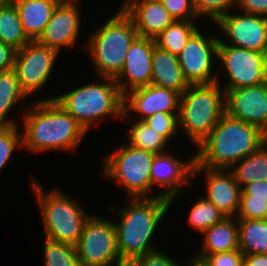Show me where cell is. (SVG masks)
Listing matches in <instances>:
<instances>
[{"label": "cell", "instance_id": "1", "mask_svg": "<svg viewBox=\"0 0 267 266\" xmlns=\"http://www.w3.org/2000/svg\"><path fill=\"white\" fill-rule=\"evenodd\" d=\"M267 142L259 127L225 113L198 146L194 167L230 170Z\"/></svg>", "mask_w": 267, "mask_h": 266}, {"label": "cell", "instance_id": "2", "mask_svg": "<svg viewBox=\"0 0 267 266\" xmlns=\"http://www.w3.org/2000/svg\"><path fill=\"white\" fill-rule=\"evenodd\" d=\"M29 105L23 114V147L35 152L74 150L87 131L54 99ZM29 110V111H28Z\"/></svg>", "mask_w": 267, "mask_h": 266}, {"label": "cell", "instance_id": "3", "mask_svg": "<svg viewBox=\"0 0 267 266\" xmlns=\"http://www.w3.org/2000/svg\"><path fill=\"white\" fill-rule=\"evenodd\" d=\"M131 199L126 207L117 211L120 219L114 222L118 254L126 266L135 258L158 250L150 240L172 204L170 199L160 194Z\"/></svg>", "mask_w": 267, "mask_h": 266}, {"label": "cell", "instance_id": "4", "mask_svg": "<svg viewBox=\"0 0 267 266\" xmlns=\"http://www.w3.org/2000/svg\"><path fill=\"white\" fill-rule=\"evenodd\" d=\"M177 113L178 125L198 147L226 113L225 91H221L219 81L190 85L181 94Z\"/></svg>", "mask_w": 267, "mask_h": 266}, {"label": "cell", "instance_id": "5", "mask_svg": "<svg viewBox=\"0 0 267 266\" xmlns=\"http://www.w3.org/2000/svg\"><path fill=\"white\" fill-rule=\"evenodd\" d=\"M104 83H90L62 95L51 97L86 131L100 117L123 116L124 95L113 78H102Z\"/></svg>", "mask_w": 267, "mask_h": 266}, {"label": "cell", "instance_id": "6", "mask_svg": "<svg viewBox=\"0 0 267 266\" xmlns=\"http://www.w3.org/2000/svg\"><path fill=\"white\" fill-rule=\"evenodd\" d=\"M137 37L133 20L121 9L92 34L86 49L101 78L115 79L119 75L126 52Z\"/></svg>", "mask_w": 267, "mask_h": 266}, {"label": "cell", "instance_id": "7", "mask_svg": "<svg viewBox=\"0 0 267 266\" xmlns=\"http://www.w3.org/2000/svg\"><path fill=\"white\" fill-rule=\"evenodd\" d=\"M31 183L41 206L45 238L76 247L84 224L91 215L60 190L55 189L47 194L40 183L34 179Z\"/></svg>", "mask_w": 267, "mask_h": 266}, {"label": "cell", "instance_id": "8", "mask_svg": "<svg viewBox=\"0 0 267 266\" xmlns=\"http://www.w3.org/2000/svg\"><path fill=\"white\" fill-rule=\"evenodd\" d=\"M155 155L128 144L123 145L104 159V176L116 179L130 198H149Z\"/></svg>", "mask_w": 267, "mask_h": 266}, {"label": "cell", "instance_id": "9", "mask_svg": "<svg viewBox=\"0 0 267 266\" xmlns=\"http://www.w3.org/2000/svg\"><path fill=\"white\" fill-rule=\"evenodd\" d=\"M91 215L76 246L81 266H126L120 259L114 220Z\"/></svg>", "mask_w": 267, "mask_h": 266}, {"label": "cell", "instance_id": "10", "mask_svg": "<svg viewBox=\"0 0 267 266\" xmlns=\"http://www.w3.org/2000/svg\"><path fill=\"white\" fill-rule=\"evenodd\" d=\"M229 76L223 91L267 82V53L228 45L219 39L218 56Z\"/></svg>", "mask_w": 267, "mask_h": 266}, {"label": "cell", "instance_id": "11", "mask_svg": "<svg viewBox=\"0 0 267 266\" xmlns=\"http://www.w3.org/2000/svg\"><path fill=\"white\" fill-rule=\"evenodd\" d=\"M58 54V51L37 41H30L22 49L16 50L13 69L26 96L43 89Z\"/></svg>", "mask_w": 267, "mask_h": 266}, {"label": "cell", "instance_id": "12", "mask_svg": "<svg viewBox=\"0 0 267 266\" xmlns=\"http://www.w3.org/2000/svg\"><path fill=\"white\" fill-rule=\"evenodd\" d=\"M219 37H204L198 29L192 34L178 55L183 75L189 85L218 82L217 75L211 76L213 57L218 56Z\"/></svg>", "mask_w": 267, "mask_h": 266}, {"label": "cell", "instance_id": "13", "mask_svg": "<svg viewBox=\"0 0 267 266\" xmlns=\"http://www.w3.org/2000/svg\"><path fill=\"white\" fill-rule=\"evenodd\" d=\"M232 43L247 50L267 53V17L253 14L223 15L216 22Z\"/></svg>", "mask_w": 267, "mask_h": 266}, {"label": "cell", "instance_id": "14", "mask_svg": "<svg viewBox=\"0 0 267 266\" xmlns=\"http://www.w3.org/2000/svg\"><path fill=\"white\" fill-rule=\"evenodd\" d=\"M226 113L267 134V82L225 91Z\"/></svg>", "mask_w": 267, "mask_h": 266}, {"label": "cell", "instance_id": "15", "mask_svg": "<svg viewBox=\"0 0 267 266\" xmlns=\"http://www.w3.org/2000/svg\"><path fill=\"white\" fill-rule=\"evenodd\" d=\"M155 45L154 39L139 36L130 45L124 66L114 79L123 95L133 89L150 85ZM124 77L127 80L124 81Z\"/></svg>", "mask_w": 267, "mask_h": 266}, {"label": "cell", "instance_id": "16", "mask_svg": "<svg viewBox=\"0 0 267 266\" xmlns=\"http://www.w3.org/2000/svg\"><path fill=\"white\" fill-rule=\"evenodd\" d=\"M181 95L170 89L147 85L124 94L122 117L128 119L130 111L140 113V121L157 112L176 113L179 110Z\"/></svg>", "mask_w": 267, "mask_h": 266}, {"label": "cell", "instance_id": "17", "mask_svg": "<svg viewBox=\"0 0 267 266\" xmlns=\"http://www.w3.org/2000/svg\"><path fill=\"white\" fill-rule=\"evenodd\" d=\"M76 3V1L60 2L36 41L58 52L62 47H73L76 44L81 24L80 10Z\"/></svg>", "mask_w": 267, "mask_h": 266}, {"label": "cell", "instance_id": "18", "mask_svg": "<svg viewBox=\"0 0 267 266\" xmlns=\"http://www.w3.org/2000/svg\"><path fill=\"white\" fill-rule=\"evenodd\" d=\"M206 172L207 194L204 197L226 217H235L239 210L241 187L231 170L194 167L193 176Z\"/></svg>", "mask_w": 267, "mask_h": 266}, {"label": "cell", "instance_id": "19", "mask_svg": "<svg viewBox=\"0 0 267 266\" xmlns=\"http://www.w3.org/2000/svg\"><path fill=\"white\" fill-rule=\"evenodd\" d=\"M194 165L195 156L190 158L188 162H180L167 152L156 154L151 168V187L153 184H158L161 188L166 187V190L159 194L173 202L175 196L180 194L184 184L192 185L190 177H193Z\"/></svg>", "mask_w": 267, "mask_h": 266}, {"label": "cell", "instance_id": "20", "mask_svg": "<svg viewBox=\"0 0 267 266\" xmlns=\"http://www.w3.org/2000/svg\"><path fill=\"white\" fill-rule=\"evenodd\" d=\"M121 10L133 20L139 37L155 39L175 21L162 3L123 4Z\"/></svg>", "mask_w": 267, "mask_h": 266}, {"label": "cell", "instance_id": "21", "mask_svg": "<svg viewBox=\"0 0 267 266\" xmlns=\"http://www.w3.org/2000/svg\"><path fill=\"white\" fill-rule=\"evenodd\" d=\"M150 85L178 92L180 95L190 86L186 81L178 56L154 46L152 55V75Z\"/></svg>", "mask_w": 267, "mask_h": 266}, {"label": "cell", "instance_id": "22", "mask_svg": "<svg viewBox=\"0 0 267 266\" xmlns=\"http://www.w3.org/2000/svg\"><path fill=\"white\" fill-rule=\"evenodd\" d=\"M58 0H18L15 4L24 32L31 41H36L50 21Z\"/></svg>", "mask_w": 267, "mask_h": 266}, {"label": "cell", "instance_id": "23", "mask_svg": "<svg viewBox=\"0 0 267 266\" xmlns=\"http://www.w3.org/2000/svg\"><path fill=\"white\" fill-rule=\"evenodd\" d=\"M234 217H225L211 226L203 235V245L200 254L195 256L203 259L206 255L229 252L239 249L238 223Z\"/></svg>", "mask_w": 267, "mask_h": 266}, {"label": "cell", "instance_id": "24", "mask_svg": "<svg viewBox=\"0 0 267 266\" xmlns=\"http://www.w3.org/2000/svg\"><path fill=\"white\" fill-rule=\"evenodd\" d=\"M238 221L239 250L243 254H267V220Z\"/></svg>", "mask_w": 267, "mask_h": 266}, {"label": "cell", "instance_id": "25", "mask_svg": "<svg viewBox=\"0 0 267 266\" xmlns=\"http://www.w3.org/2000/svg\"><path fill=\"white\" fill-rule=\"evenodd\" d=\"M230 170L241 188L253 181H267V142L256 152L238 161Z\"/></svg>", "mask_w": 267, "mask_h": 266}, {"label": "cell", "instance_id": "26", "mask_svg": "<svg viewBox=\"0 0 267 266\" xmlns=\"http://www.w3.org/2000/svg\"><path fill=\"white\" fill-rule=\"evenodd\" d=\"M197 29L194 20H175L154 40L156 46L178 56Z\"/></svg>", "mask_w": 267, "mask_h": 266}, {"label": "cell", "instance_id": "27", "mask_svg": "<svg viewBox=\"0 0 267 266\" xmlns=\"http://www.w3.org/2000/svg\"><path fill=\"white\" fill-rule=\"evenodd\" d=\"M30 41L21 25L16 6H0V42L19 50Z\"/></svg>", "mask_w": 267, "mask_h": 266}, {"label": "cell", "instance_id": "28", "mask_svg": "<svg viewBox=\"0 0 267 266\" xmlns=\"http://www.w3.org/2000/svg\"><path fill=\"white\" fill-rule=\"evenodd\" d=\"M24 98L26 94L20 87L15 70L0 72V125H17L15 120L6 119V116Z\"/></svg>", "mask_w": 267, "mask_h": 266}, {"label": "cell", "instance_id": "29", "mask_svg": "<svg viewBox=\"0 0 267 266\" xmlns=\"http://www.w3.org/2000/svg\"><path fill=\"white\" fill-rule=\"evenodd\" d=\"M129 130V143L128 145L135 148L143 149L154 154L165 153V145L168 142L144 121H137L133 123Z\"/></svg>", "mask_w": 267, "mask_h": 266}, {"label": "cell", "instance_id": "30", "mask_svg": "<svg viewBox=\"0 0 267 266\" xmlns=\"http://www.w3.org/2000/svg\"><path fill=\"white\" fill-rule=\"evenodd\" d=\"M189 212V226L198 232L204 233L214 224L220 222L226 216L218 210L204 196L193 204Z\"/></svg>", "mask_w": 267, "mask_h": 266}, {"label": "cell", "instance_id": "31", "mask_svg": "<svg viewBox=\"0 0 267 266\" xmlns=\"http://www.w3.org/2000/svg\"><path fill=\"white\" fill-rule=\"evenodd\" d=\"M44 266H81L76 247L45 238Z\"/></svg>", "mask_w": 267, "mask_h": 266}, {"label": "cell", "instance_id": "32", "mask_svg": "<svg viewBox=\"0 0 267 266\" xmlns=\"http://www.w3.org/2000/svg\"><path fill=\"white\" fill-rule=\"evenodd\" d=\"M17 125H0V172L7 164L17 146L23 145Z\"/></svg>", "mask_w": 267, "mask_h": 266}, {"label": "cell", "instance_id": "33", "mask_svg": "<svg viewBox=\"0 0 267 266\" xmlns=\"http://www.w3.org/2000/svg\"><path fill=\"white\" fill-rule=\"evenodd\" d=\"M238 219L267 220V198H251V194H241Z\"/></svg>", "mask_w": 267, "mask_h": 266}, {"label": "cell", "instance_id": "34", "mask_svg": "<svg viewBox=\"0 0 267 266\" xmlns=\"http://www.w3.org/2000/svg\"><path fill=\"white\" fill-rule=\"evenodd\" d=\"M143 121L166 141H169L179 128L178 113L157 112Z\"/></svg>", "mask_w": 267, "mask_h": 266}, {"label": "cell", "instance_id": "35", "mask_svg": "<svg viewBox=\"0 0 267 266\" xmlns=\"http://www.w3.org/2000/svg\"><path fill=\"white\" fill-rule=\"evenodd\" d=\"M197 16L205 15L216 22L220 17L228 14L230 7L235 6L236 0H192Z\"/></svg>", "mask_w": 267, "mask_h": 266}, {"label": "cell", "instance_id": "36", "mask_svg": "<svg viewBox=\"0 0 267 266\" xmlns=\"http://www.w3.org/2000/svg\"><path fill=\"white\" fill-rule=\"evenodd\" d=\"M162 4L174 20H193L197 17L192 0H163Z\"/></svg>", "mask_w": 267, "mask_h": 266}, {"label": "cell", "instance_id": "37", "mask_svg": "<svg viewBox=\"0 0 267 266\" xmlns=\"http://www.w3.org/2000/svg\"><path fill=\"white\" fill-rule=\"evenodd\" d=\"M208 266H243L244 254L239 250L209 254L203 258Z\"/></svg>", "mask_w": 267, "mask_h": 266}, {"label": "cell", "instance_id": "38", "mask_svg": "<svg viewBox=\"0 0 267 266\" xmlns=\"http://www.w3.org/2000/svg\"><path fill=\"white\" fill-rule=\"evenodd\" d=\"M127 266H180V264L174 258L156 250L135 258Z\"/></svg>", "mask_w": 267, "mask_h": 266}, {"label": "cell", "instance_id": "39", "mask_svg": "<svg viewBox=\"0 0 267 266\" xmlns=\"http://www.w3.org/2000/svg\"><path fill=\"white\" fill-rule=\"evenodd\" d=\"M235 5L243 13L267 17V0H236Z\"/></svg>", "mask_w": 267, "mask_h": 266}, {"label": "cell", "instance_id": "40", "mask_svg": "<svg viewBox=\"0 0 267 266\" xmlns=\"http://www.w3.org/2000/svg\"><path fill=\"white\" fill-rule=\"evenodd\" d=\"M16 49L0 42V72L13 69Z\"/></svg>", "mask_w": 267, "mask_h": 266}, {"label": "cell", "instance_id": "41", "mask_svg": "<svg viewBox=\"0 0 267 266\" xmlns=\"http://www.w3.org/2000/svg\"><path fill=\"white\" fill-rule=\"evenodd\" d=\"M241 194H251V198H267V181L250 182L241 188Z\"/></svg>", "mask_w": 267, "mask_h": 266}, {"label": "cell", "instance_id": "42", "mask_svg": "<svg viewBox=\"0 0 267 266\" xmlns=\"http://www.w3.org/2000/svg\"><path fill=\"white\" fill-rule=\"evenodd\" d=\"M243 266H267V254H244Z\"/></svg>", "mask_w": 267, "mask_h": 266}, {"label": "cell", "instance_id": "43", "mask_svg": "<svg viewBox=\"0 0 267 266\" xmlns=\"http://www.w3.org/2000/svg\"><path fill=\"white\" fill-rule=\"evenodd\" d=\"M163 0H128L125 4H150V3H162Z\"/></svg>", "mask_w": 267, "mask_h": 266}, {"label": "cell", "instance_id": "44", "mask_svg": "<svg viewBox=\"0 0 267 266\" xmlns=\"http://www.w3.org/2000/svg\"><path fill=\"white\" fill-rule=\"evenodd\" d=\"M189 266H208V265L204 262L203 259H200L195 256L194 259L191 261V265Z\"/></svg>", "mask_w": 267, "mask_h": 266}, {"label": "cell", "instance_id": "45", "mask_svg": "<svg viewBox=\"0 0 267 266\" xmlns=\"http://www.w3.org/2000/svg\"><path fill=\"white\" fill-rule=\"evenodd\" d=\"M18 0H0V6H13Z\"/></svg>", "mask_w": 267, "mask_h": 266}, {"label": "cell", "instance_id": "46", "mask_svg": "<svg viewBox=\"0 0 267 266\" xmlns=\"http://www.w3.org/2000/svg\"><path fill=\"white\" fill-rule=\"evenodd\" d=\"M58 1H60V2H73V1H78V0H58Z\"/></svg>", "mask_w": 267, "mask_h": 266}]
</instances>
